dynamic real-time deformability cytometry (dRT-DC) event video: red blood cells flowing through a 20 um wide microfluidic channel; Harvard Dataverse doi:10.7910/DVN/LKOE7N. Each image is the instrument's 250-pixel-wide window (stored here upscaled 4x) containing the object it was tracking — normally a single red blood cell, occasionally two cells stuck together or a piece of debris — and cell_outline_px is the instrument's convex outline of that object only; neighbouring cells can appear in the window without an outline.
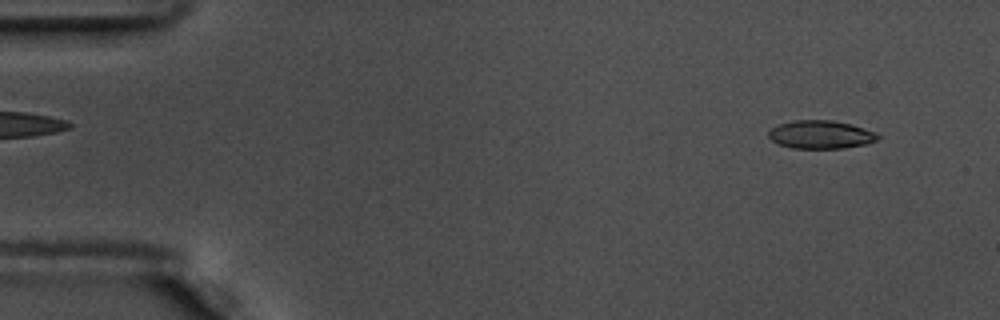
{"species": "common noctule bat (a hibernating species)", "species_latin": "Nyctalus noctula", "temperature_condition": "warm", "stored_images_in_passage": 55, "camera_frame_rate_fps": 3000, "um_per_image_px": 0.085, "animal": {"sex": "male", "body_mass_g": 17.5, "forearm_length_mm": 52.3}, "frame": {"image": 1, "passage_image": 4, "time_ms": 1.0, "image_size_px": [1000, 320], "cell_outline_px": [[880, 136], [876, 140], [868, 144], [844, 148], [792, 148], [780, 144], [772, 140], [768, 136], [768, 132], [772, 128], [780, 124], [792, 120], [832, 120], [852, 124], [876, 132]], "centroid_in_image_um": [69.79, 11.43], "position_along_channel_um": 15.2, "area_um2": 17.98}}
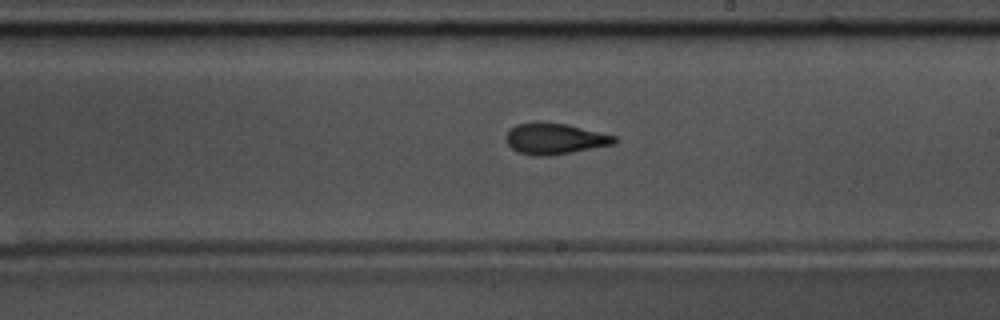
{"frame": {"image": 2, "passage_image": 32, "time_ms": 10.333, "image_size_px": [1000, 320], "cell_outline_px": [[616, 144], [572, 152], [548, 156], [532, 156], [516, 152], [508, 144], [504, 136], [516, 124], [568, 124], [616, 136]], "centroid_in_image_um": [47.17, 11.83], "position_along_channel_um": 241.8, "area_um2": 19.25}}
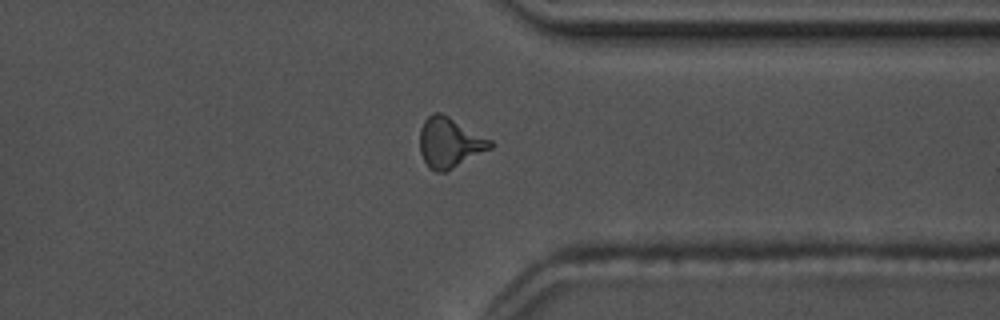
{"frame": {"image": 3, "passage_image": 43, "time_ms": 14.0, "image_size_px": [1000, 320], "cell_outline_px": [[492, 148], [444, 172], [436, 172], [428, 168], [420, 152], [420, 128], [424, 120], [432, 112], [440, 112], [448, 116], [492, 140]], "centroid_in_image_um": [38.19, 12.12], "position_along_channel_um": 373.2, "area_um2": 20.46}, "authors_computed_cell_mechanics": {"area_um2": 18.9584, "velocity_mm_per_s": 3.6379, "shape_relaxation_time_tau1_ms": null, "shape_relaxation_time_tau2_ms": 2.0708, "deformation_change_tau1": null, "deformation_change_tau2": 0.0963}}